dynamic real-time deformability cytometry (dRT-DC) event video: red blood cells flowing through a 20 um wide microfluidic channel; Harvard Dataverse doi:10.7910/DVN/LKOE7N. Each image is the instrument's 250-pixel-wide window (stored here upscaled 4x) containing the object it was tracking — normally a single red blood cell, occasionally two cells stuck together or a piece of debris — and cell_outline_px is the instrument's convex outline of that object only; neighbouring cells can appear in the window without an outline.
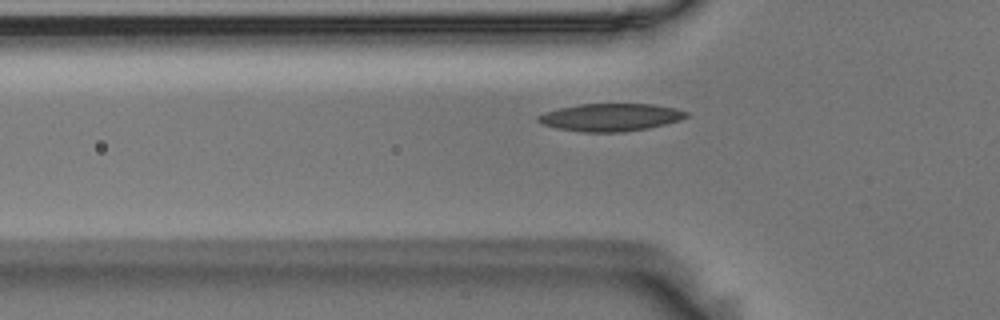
{"species": "Egyptian fruit bat (a non-hibernating species)", "species_latin": "Rousettus aegyptiacus", "temperature_condition": "room temperature", "stored_images_in_passage": 33, "camera_frame_rate_fps": 3000, "um_per_image_px": 0.085, "animal": {"sex": "male"}, "frame": {"image": 1, "passage_image": 4, "time_ms": 1.0, "image_size_px": [1000, 320], "cell_outline_px": [[688, 116], [680, 120], [648, 128], [624, 132], [580, 132], [556, 128], [540, 124], [536, 120], [536, 116], [544, 112], [560, 108], [580, 104], [652, 104], [676, 108], [688, 112]], "centroid_in_image_um": [51.86, 9.97], "position_along_channel_um": 73.9, "area_um2": 23.99}}
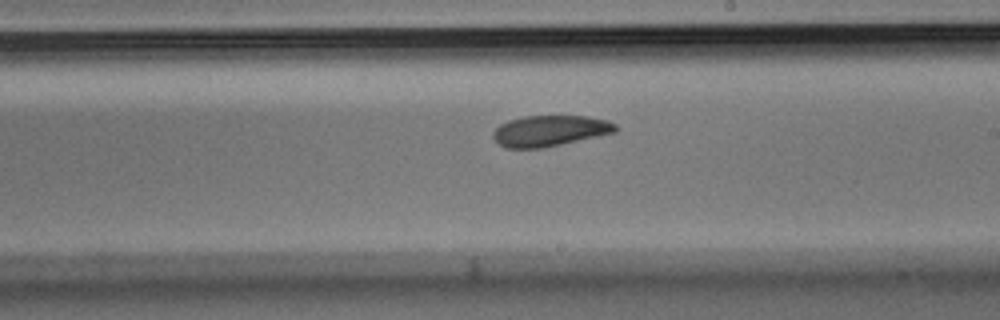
{"frame": {"image": 2, "passage_image": 18, "time_ms": 5.667, "image_size_px": [1000, 320], "cell_outline_px": [[616, 132], [600, 136], [540, 148], [508, 148], [500, 144], [492, 136], [492, 132], [500, 124], [508, 120], [524, 116], [588, 116], [608, 120], [616, 124]], "centroid_in_image_um": [46.75, 11.11], "position_along_channel_um": 242.3, "area_um2": 21.96}}
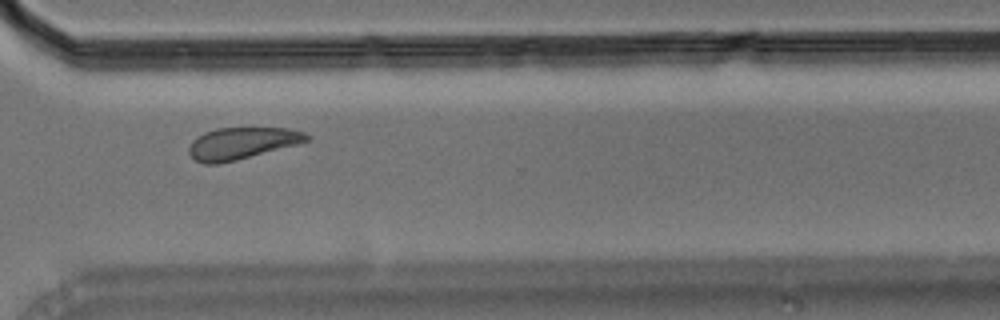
{"frame": {"image": 3, "passage_image": 27, "time_ms": 8.667, "image_size_px": [1000, 320], "cell_outline_px": [[308, 140], [296, 144], [236, 160], [220, 164], [204, 164], [196, 160], [188, 152], [188, 148], [192, 140], [196, 136], [204, 132], [216, 128], [288, 128], [304, 132], [308, 136]], "centroid_in_image_um": [20.49, 12.17], "position_along_channel_um": 350.1, "area_um2": 21.62}, "authors_computed_cell_mechanics": {"area_um2": 22.253, "velocity_mm_per_s": 3.6008, "shape_relaxation_time_tau1_ms": 4.3956, "shape_relaxation_time_tau2_ms": 7.8672, "deformation_change_tau1": 0.1148, "deformation_change_tau2": 0.1404}}